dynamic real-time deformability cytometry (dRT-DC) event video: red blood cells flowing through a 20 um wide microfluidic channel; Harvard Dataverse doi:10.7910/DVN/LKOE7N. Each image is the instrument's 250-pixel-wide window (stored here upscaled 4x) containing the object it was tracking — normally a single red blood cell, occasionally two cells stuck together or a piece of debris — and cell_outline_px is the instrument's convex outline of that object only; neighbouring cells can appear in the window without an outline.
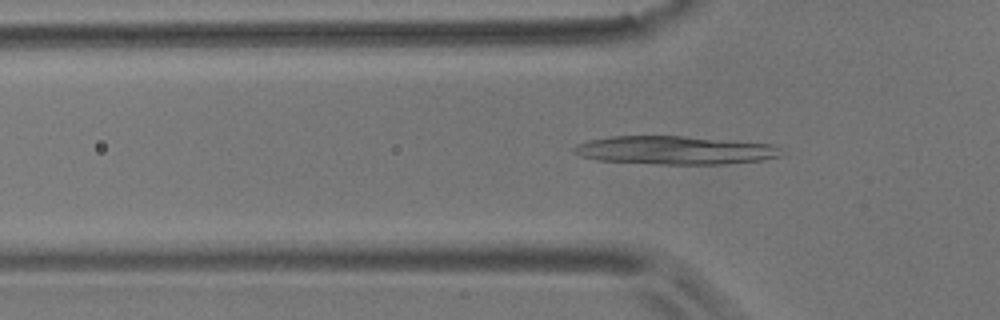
{"species": "common noctule bat (a hibernating species)", "species_latin": "Nyctalus noctula", "temperature_condition": "room temperature", "stored_images_in_passage": 57, "camera_frame_rate_fps": 3000, "um_per_image_px": 0.085, "animal": {"sex": "male", "body_mass_g": 17.9}, "frame": {"image": 1, "passage_image": 18, "time_ms": 5.667, "image_size_px": [1000, 320], "cell_outline_px": [[780, 156], [764, 160], [728, 164], [660, 164], [596, 160], [580, 156], [572, 152], [572, 148], [576, 144], [588, 140], [612, 136], [684, 136], [772, 144], [780, 148]], "centroid_in_image_um": [57.33, 12.77], "position_along_channel_um": 68.5, "area_um2": 34.39}}
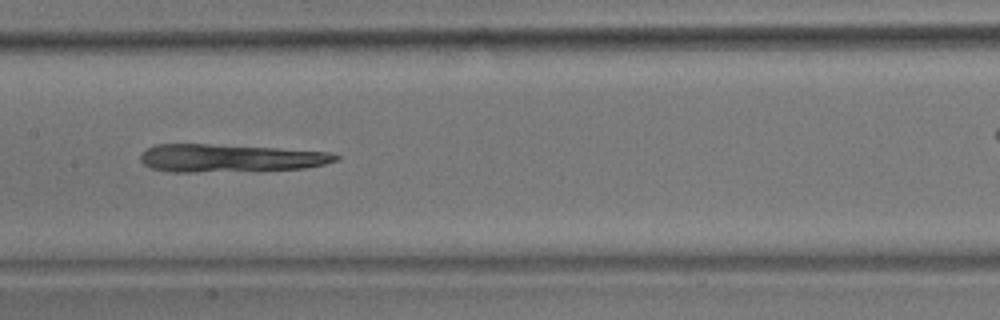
{"frame": {"image": 2, "passage_image": 28, "time_ms": 9.0, "image_size_px": [1000, 320], "cell_outline_px": [[340, 160], [324, 164], [304, 168], [192, 172], [172, 172], [152, 168], [144, 164], [140, 160], [140, 156], [148, 148], [156, 144], [208, 144], [276, 148], [332, 152], [340, 156]], "centroid_in_image_um": [19.56, 13.43], "position_along_channel_um": 187.8, "area_um2": 31.33}}
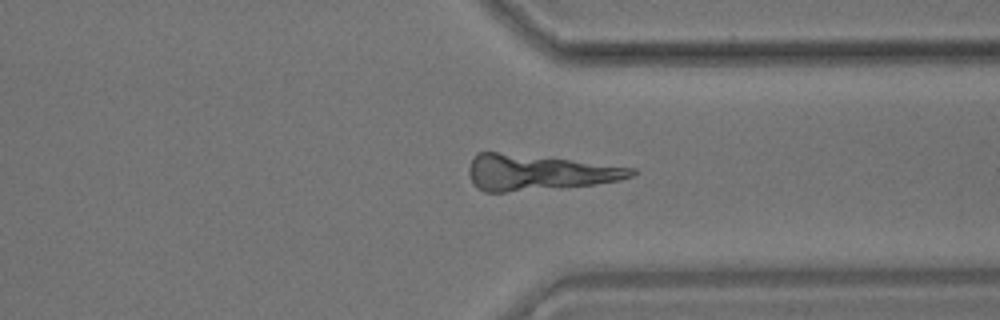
{"frame": {"image": 3, "passage_image": 43, "time_ms": 14.0, "image_size_px": [1000, 320], "cell_outline_px": [[640, 172], [632, 176], [620, 180], [596, 184], [504, 192], [484, 192], [476, 188], [472, 184], [468, 172], [468, 168], [476, 152], [496, 152], [568, 160], [636, 168]], "centroid_in_image_um": [45.74, 14.67], "position_along_channel_um": 365.7, "area_um2": 33.41}}